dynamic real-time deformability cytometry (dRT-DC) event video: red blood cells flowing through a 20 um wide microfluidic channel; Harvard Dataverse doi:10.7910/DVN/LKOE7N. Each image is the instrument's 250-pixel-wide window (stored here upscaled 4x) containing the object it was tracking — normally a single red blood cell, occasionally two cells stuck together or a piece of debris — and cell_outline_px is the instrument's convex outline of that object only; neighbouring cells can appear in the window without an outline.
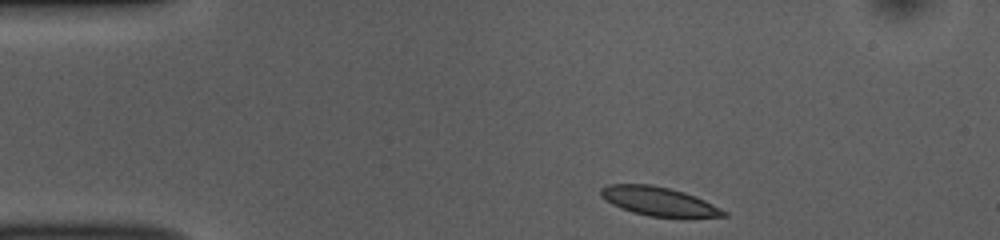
{"species": "common noctule bat (a hibernating species)", "species_latin": "Nyctalus noctula", "temperature_condition": "room temperature", "stored_images_in_passage": 44, "camera_frame_rate_fps": 3000, "um_per_image_px": 0.085, "animal": {"sex": "female", "body_mass_g": 10.0, "forearm_length_mm": 53.1}, "frame": {"image": 1, "passage_image": 1, "time_ms": 0.0, "image_size_px": [1000, 240], "cell_outline_px": [[728, 216], [648, 216], [632, 212], [620, 208], [612, 204], [600, 196], [600, 188], [608, 184], [652, 184], [684, 192], [704, 200], [728, 212]], "centroid_in_image_um": [55.93, 17.09], "position_along_channel_um": 29.1, "area_um2": 20.29}}
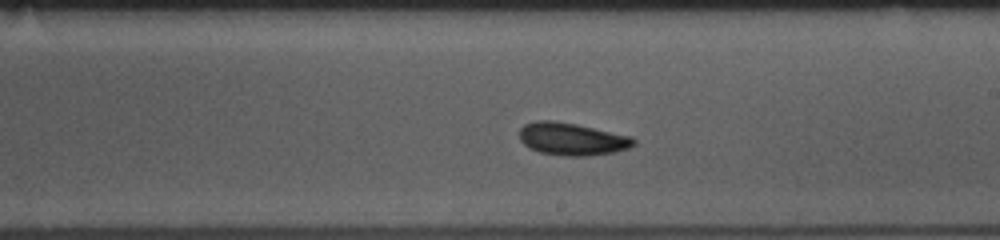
{"frame": {"image": 2, "passage_image": 22, "time_ms": 7.0, "image_size_px": [1000, 240], "cell_outline_px": [[636, 144], [628, 148], [616, 152], [588, 156], [564, 156], [540, 152], [528, 148], [520, 140], [520, 128], [524, 124], [536, 120], [552, 120], [576, 124], [632, 136], [636, 140]], "centroid_in_image_um": [48.62, 11.82], "position_along_channel_um": 240.4, "area_um2": 21.85}}
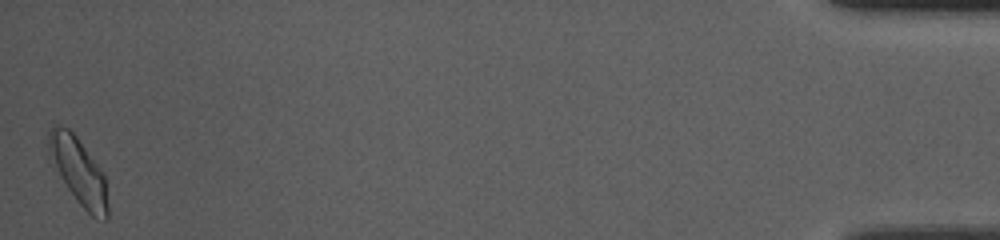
{"frame": {"image": 3, "passage_image": 44, "time_ms": 14.333, "image_size_px": [1000, 240], "cell_outline_px": [[108, 220], [96, 220], [80, 204], [68, 188], [48, 160], [48, 132], [52, 124], [60, 124], [68, 128], [76, 136], [104, 172], [108, 204]], "centroid_in_image_um": [6.66, 14.52], "position_along_channel_um": 428.5, "area_um2": 23.35}, "authors_computed_cell_mechanics": {"area_um2": 20.808, "velocity_mm_per_s": 3.807, "shape_relaxation_time_tau1_ms": 3.7913, "shape_relaxation_time_tau2_ms": 3.1294, "deformation_change_tau1": 0.1055, "deformation_change_tau2": 0.0827}}